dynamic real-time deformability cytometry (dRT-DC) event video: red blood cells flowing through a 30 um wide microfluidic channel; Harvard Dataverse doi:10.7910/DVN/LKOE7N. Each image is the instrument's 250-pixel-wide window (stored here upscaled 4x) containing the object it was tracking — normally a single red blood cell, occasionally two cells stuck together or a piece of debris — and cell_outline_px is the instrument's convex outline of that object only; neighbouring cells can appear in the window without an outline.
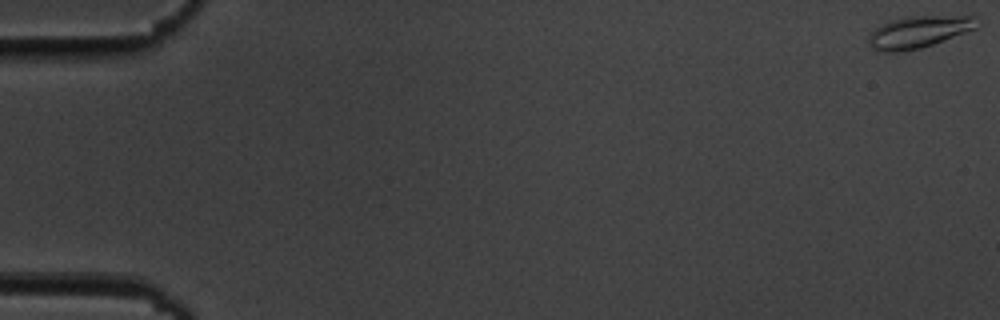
{"species": "common noctule bat (a hibernating species)", "species_latin": "Nyctalus noctula", "temperature_condition": "cold", "stored_images_in_passage": 56, "camera_frame_rate_fps": 3000, "um_per_image_px": 0.085, "animal": {"sex": "male", "body_mass_g": 19.5, "forearm_length_mm": 54.6}, "frame": {"image": 1, "passage_image": 1, "time_ms": 0.0, "image_size_px": [1000, 320], "cell_outline_px": [[984, 24], [976, 28], [932, 44], [920, 48], [896, 52], [884, 52], [872, 48], [868, 44], [868, 36], [876, 28], [892, 20], [904, 16], [976, 16], [984, 20]], "centroid_in_image_um": [78.16, 2.69], "position_along_channel_um": 6.8, "area_um2": 20.23}}
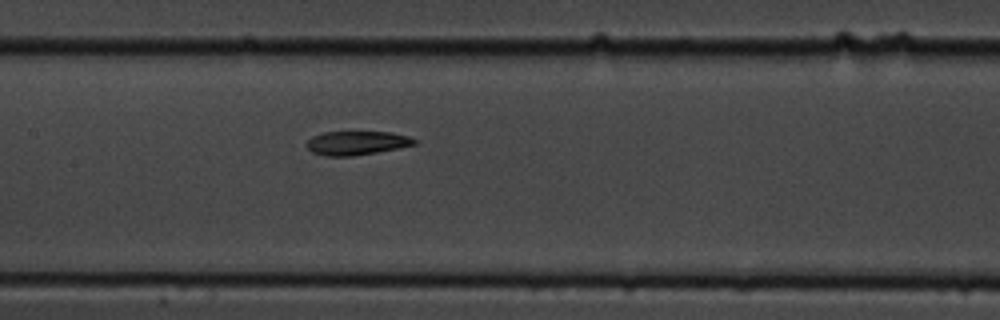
{"frame": {"image": 2, "passage_image": 28, "time_ms": 9.0, "image_size_px": [1000, 320], "cell_outline_px": [[416, 144], [376, 152], [352, 156], [324, 156], [312, 152], [308, 148], [308, 140], [312, 136], [324, 132], [392, 132], [408, 136], [416, 140]], "centroid_in_image_um": [30.3, 12.15], "position_along_channel_um": 177.1, "area_um2": 14.8}}
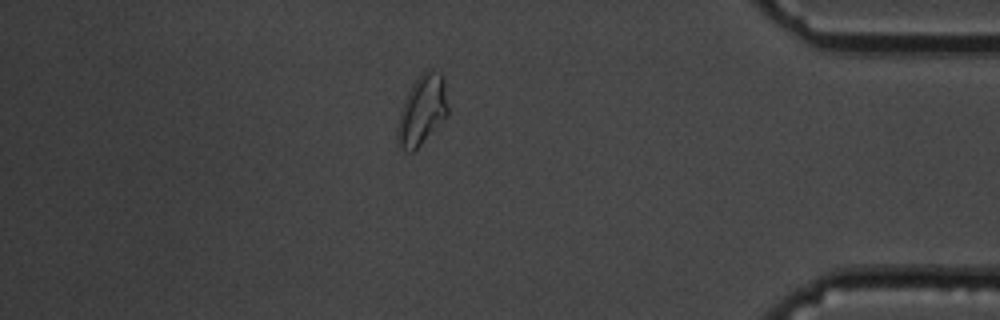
{"frame": {"image": 3, "passage_image": 49, "time_ms": 16.0, "image_size_px": [1000, 320], "cell_outline_px": [[448, 112], [420, 144], [412, 152], [408, 152], [400, 148], [396, 140], [396, 136], [400, 116], [408, 92], [412, 84], [420, 72], [428, 68], [432, 68], [440, 72], [444, 80], [448, 108]], "centroid_in_image_um": [35.87, 9.3], "position_along_channel_um": 399.3, "area_um2": 20.0}}